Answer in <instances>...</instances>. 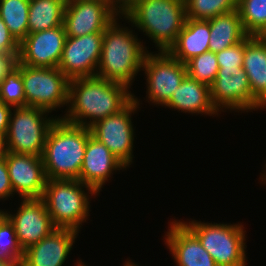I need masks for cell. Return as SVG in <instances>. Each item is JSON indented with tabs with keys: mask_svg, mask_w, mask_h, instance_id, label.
Instances as JSON below:
<instances>
[{
	"mask_svg": "<svg viewBox=\"0 0 266 266\" xmlns=\"http://www.w3.org/2000/svg\"><path fill=\"white\" fill-rule=\"evenodd\" d=\"M210 98L220 114L226 109L236 112L265 109L252 95L249 79L243 68H219L210 86Z\"/></svg>",
	"mask_w": 266,
	"mask_h": 266,
	"instance_id": "8fae6325",
	"label": "cell"
},
{
	"mask_svg": "<svg viewBox=\"0 0 266 266\" xmlns=\"http://www.w3.org/2000/svg\"><path fill=\"white\" fill-rule=\"evenodd\" d=\"M140 99H133L119 112L95 122L89 127L91 136L104 144L126 167L133 163L134 130L132 114L138 111Z\"/></svg>",
	"mask_w": 266,
	"mask_h": 266,
	"instance_id": "9c48e42d",
	"label": "cell"
},
{
	"mask_svg": "<svg viewBox=\"0 0 266 266\" xmlns=\"http://www.w3.org/2000/svg\"><path fill=\"white\" fill-rule=\"evenodd\" d=\"M66 37L64 25L28 33L19 43L17 62L31 67H58Z\"/></svg>",
	"mask_w": 266,
	"mask_h": 266,
	"instance_id": "5bb4252c",
	"label": "cell"
},
{
	"mask_svg": "<svg viewBox=\"0 0 266 266\" xmlns=\"http://www.w3.org/2000/svg\"><path fill=\"white\" fill-rule=\"evenodd\" d=\"M104 32L66 37L59 70L69 79L96 76Z\"/></svg>",
	"mask_w": 266,
	"mask_h": 266,
	"instance_id": "4fadbf2b",
	"label": "cell"
},
{
	"mask_svg": "<svg viewBox=\"0 0 266 266\" xmlns=\"http://www.w3.org/2000/svg\"><path fill=\"white\" fill-rule=\"evenodd\" d=\"M0 100L13 108L26 107L21 71L13 66L0 83Z\"/></svg>",
	"mask_w": 266,
	"mask_h": 266,
	"instance_id": "f1b7e54d",
	"label": "cell"
},
{
	"mask_svg": "<svg viewBox=\"0 0 266 266\" xmlns=\"http://www.w3.org/2000/svg\"><path fill=\"white\" fill-rule=\"evenodd\" d=\"M57 117L47 134L42 155L47 179L79 180L90 129Z\"/></svg>",
	"mask_w": 266,
	"mask_h": 266,
	"instance_id": "3957f363",
	"label": "cell"
},
{
	"mask_svg": "<svg viewBox=\"0 0 266 266\" xmlns=\"http://www.w3.org/2000/svg\"><path fill=\"white\" fill-rule=\"evenodd\" d=\"M21 248L13 223L6 217L0 224V260L22 262Z\"/></svg>",
	"mask_w": 266,
	"mask_h": 266,
	"instance_id": "f546056e",
	"label": "cell"
},
{
	"mask_svg": "<svg viewBox=\"0 0 266 266\" xmlns=\"http://www.w3.org/2000/svg\"><path fill=\"white\" fill-rule=\"evenodd\" d=\"M26 106L44 109L48 112L68 105L69 79L55 68L31 67L19 64Z\"/></svg>",
	"mask_w": 266,
	"mask_h": 266,
	"instance_id": "ba28073f",
	"label": "cell"
},
{
	"mask_svg": "<svg viewBox=\"0 0 266 266\" xmlns=\"http://www.w3.org/2000/svg\"><path fill=\"white\" fill-rule=\"evenodd\" d=\"M153 53L148 52L142 64L147 78L146 97L151 104L165 106L187 76V67L167 51Z\"/></svg>",
	"mask_w": 266,
	"mask_h": 266,
	"instance_id": "30bf717a",
	"label": "cell"
},
{
	"mask_svg": "<svg viewBox=\"0 0 266 266\" xmlns=\"http://www.w3.org/2000/svg\"><path fill=\"white\" fill-rule=\"evenodd\" d=\"M67 0H30L29 33H36L63 25Z\"/></svg>",
	"mask_w": 266,
	"mask_h": 266,
	"instance_id": "cb8c5ba5",
	"label": "cell"
},
{
	"mask_svg": "<svg viewBox=\"0 0 266 266\" xmlns=\"http://www.w3.org/2000/svg\"><path fill=\"white\" fill-rule=\"evenodd\" d=\"M119 16L108 0H67L63 25L67 37L104 32Z\"/></svg>",
	"mask_w": 266,
	"mask_h": 266,
	"instance_id": "7c38bea8",
	"label": "cell"
},
{
	"mask_svg": "<svg viewBox=\"0 0 266 266\" xmlns=\"http://www.w3.org/2000/svg\"><path fill=\"white\" fill-rule=\"evenodd\" d=\"M178 110L184 113L205 114L209 116L219 114L212 105L210 87L192 79L188 75L183 79L177 90L174 91L165 108Z\"/></svg>",
	"mask_w": 266,
	"mask_h": 266,
	"instance_id": "44dd1931",
	"label": "cell"
},
{
	"mask_svg": "<svg viewBox=\"0 0 266 266\" xmlns=\"http://www.w3.org/2000/svg\"><path fill=\"white\" fill-rule=\"evenodd\" d=\"M123 169L127 167L104 144L93 136L88 138L79 181L100 194L101 188L108 182L113 172Z\"/></svg>",
	"mask_w": 266,
	"mask_h": 266,
	"instance_id": "ac0fdd59",
	"label": "cell"
},
{
	"mask_svg": "<svg viewBox=\"0 0 266 266\" xmlns=\"http://www.w3.org/2000/svg\"><path fill=\"white\" fill-rule=\"evenodd\" d=\"M79 231L71 228H56L50 235L24 251L21 266L64 265Z\"/></svg>",
	"mask_w": 266,
	"mask_h": 266,
	"instance_id": "e0dca14e",
	"label": "cell"
},
{
	"mask_svg": "<svg viewBox=\"0 0 266 266\" xmlns=\"http://www.w3.org/2000/svg\"><path fill=\"white\" fill-rule=\"evenodd\" d=\"M117 20L119 19L116 18L104 31L96 76L130 88L142 70V64L149 51L138 39L135 30L125 26L123 28Z\"/></svg>",
	"mask_w": 266,
	"mask_h": 266,
	"instance_id": "7a4b0ae2",
	"label": "cell"
},
{
	"mask_svg": "<svg viewBox=\"0 0 266 266\" xmlns=\"http://www.w3.org/2000/svg\"><path fill=\"white\" fill-rule=\"evenodd\" d=\"M12 110L5 138L6 151L42 157L49 129L58 118L48 117V111L30 106Z\"/></svg>",
	"mask_w": 266,
	"mask_h": 266,
	"instance_id": "52a82bcc",
	"label": "cell"
},
{
	"mask_svg": "<svg viewBox=\"0 0 266 266\" xmlns=\"http://www.w3.org/2000/svg\"><path fill=\"white\" fill-rule=\"evenodd\" d=\"M215 54L219 68H242L244 58V40Z\"/></svg>",
	"mask_w": 266,
	"mask_h": 266,
	"instance_id": "4dcf8cb0",
	"label": "cell"
},
{
	"mask_svg": "<svg viewBox=\"0 0 266 266\" xmlns=\"http://www.w3.org/2000/svg\"><path fill=\"white\" fill-rule=\"evenodd\" d=\"M187 75L209 87L214 82L219 65L216 54L212 51L204 52L186 63Z\"/></svg>",
	"mask_w": 266,
	"mask_h": 266,
	"instance_id": "83f0119b",
	"label": "cell"
},
{
	"mask_svg": "<svg viewBox=\"0 0 266 266\" xmlns=\"http://www.w3.org/2000/svg\"><path fill=\"white\" fill-rule=\"evenodd\" d=\"M210 23L208 20L186 19L175 43L167 51L186 64L192 58L209 51Z\"/></svg>",
	"mask_w": 266,
	"mask_h": 266,
	"instance_id": "7402d4cb",
	"label": "cell"
},
{
	"mask_svg": "<svg viewBox=\"0 0 266 266\" xmlns=\"http://www.w3.org/2000/svg\"><path fill=\"white\" fill-rule=\"evenodd\" d=\"M5 159L14 194L21 199L41 198L47 183L42 157L6 151Z\"/></svg>",
	"mask_w": 266,
	"mask_h": 266,
	"instance_id": "2e32d148",
	"label": "cell"
},
{
	"mask_svg": "<svg viewBox=\"0 0 266 266\" xmlns=\"http://www.w3.org/2000/svg\"><path fill=\"white\" fill-rule=\"evenodd\" d=\"M208 21L210 23L209 51L214 53L232 47L248 36L243 29L237 9Z\"/></svg>",
	"mask_w": 266,
	"mask_h": 266,
	"instance_id": "603a6c76",
	"label": "cell"
},
{
	"mask_svg": "<svg viewBox=\"0 0 266 266\" xmlns=\"http://www.w3.org/2000/svg\"><path fill=\"white\" fill-rule=\"evenodd\" d=\"M181 222L198 238L217 266H246V231L242 224Z\"/></svg>",
	"mask_w": 266,
	"mask_h": 266,
	"instance_id": "8992f818",
	"label": "cell"
},
{
	"mask_svg": "<svg viewBox=\"0 0 266 266\" xmlns=\"http://www.w3.org/2000/svg\"><path fill=\"white\" fill-rule=\"evenodd\" d=\"M265 168H266V164H265ZM263 172H265L264 174H262V176L261 177H259L261 180H262V182L263 183H265L266 184V170L265 171H263Z\"/></svg>",
	"mask_w": 266,
	"mask_h": 266,
	"instance_id": "ab89813d",
	"label": "cell"
},
{
	"mask_svg": "<svg viewBox=\"0 0 266 266\" xmlns=\"http://www.w3.org/2000/svg\"><path fill=\"white\" fill-rule=\"evenodd\" d=\"M7 217V211H4L3 209H0V224L4 221V219Z\"/></svg>",
	"mask_w": 266,
	"mask_h": 266,
	"instance_id": "f35d334b",
	"label": "cell"
},
{
	"mask_svg": "<svg viewBox=\"0 0 266 266\" xmlns=\"http://www.w3.org/2000/svg\"><path fill=\"white\" fill-rule=\"evenodd\" d=\"M166 233L164 242L177 266H217L198 238L180 220L171 221Z\"/></svg>",
	"mask_w": 266,
	"mask_h": 266,
	"instance_id": "d6986e66",
	"label": "cell"
},
{
	"mask_svg": "<svg viewBox=\"0 0 266 266\" xmlns=\"http://www.w3.org/2000/svg\"><path fill=\"white\" fill-rule=\"evenodd\" d=\"M0 266H21V262L0 260Z\"/></svg>",
	"mask_w": 266,
	"mask_h": 266,
	"instance_id": "74e56055",
	"label": "cell"
},
{
	"mask_svg": "<svg viewBox=\"0 0 266 266\" xmlns=\"http://www.w3.org/2000/svg\"><path fill=\"white\" fill-rule=\"evenodd\" d=\"M186 17L209 20L237 9V0H185Z\"/></svg>",
	"mask_w": 266,
	"mask_h": 266,
	"instance_id": "4316f807",
	"label": "cell"
},
{
	"mask_svg": "<svg viewBox=\"0 0 266 266\" xmlns=\"http://www.w3.org/2000/svg\"><path fill=\"white\" fill-rule=\"evenodd\" d=\"M119 18L145 32L158 51H168L186 22L185 0H138Z\"/></svg>",
	"mask_w": 266,
	"mask_h": 266,
	"instance_id": "277c9868",
	"label": "cell"
},
{
	"mask_svg": "<svg viewBox=\"0 0 266 266\" xmlns=\"http://www.w3.org/2000/svg\"><path fill=\"white\" fill-rule=\"evenodd\" d=\"M242 68L252 95L266 108V36L248 35L244 39Z\"/></svg>",
	"mask_w": 266,
	"mask_h": 266,
	"instance_id": "ffe728a7",
	"label": "cell"
},
{
	"mask_svg": "<svg viewBox=\"0 0 266 266\" xmlns=\"http://www.w3.org/2000/svg\"><path fill=\"white\" fill-rule=\"evenodd\" d=\"M12 107L0 100V136L6 138Z\"/></svg>",
	"mask_w": 266,
	"mask_h": 266,
	"instance_id": "836d02e7",
	"label": "cell"
},
{
	"mask_svg": "<svg viewBox=\"0 0 266 266\" xmlns=\"http://www.w3.org/2000/svg\"><path fill=\"white\" fill-rule=\"evenodd\" d=\"M237 10L248 35L266 36V0H237Z\"/></svg>",
	"mask_w": 266,
	"mask_h": 266,
	"instance_id": "484cf974",
	"label": "cell"
},
{
	"mask_svg": "<svg viewBox=\"0 0 266 266\" xmlns=\"http://www.w3.org/2000/svg\"><path fill=\"white\" fill-rule=\"evenodd\" d=\"M0 53L13 56L16 60L19 54V42L10 33L0 17Z\"/></svg>",
	"mask_w": 266,
	"mask_h": 266,
	"instance_id": "1f68e13d",
	"label": "cell"
},
{
	"mask_svg": "<svg viewBox=\"0 0 266 266\" xmlns=\"http://www.w3.org/2000/svg\"><path fill=\"white\" fill-rule=\"evenodd\" d=\"M129 89L124 84L97 76L70 80L68 109L60 118L89 128L123 109L133 99L134 94Z\"/></svg>",
	"mask_w": 266,
	"mask_h": 266,
	"instance_id": "6da1fadb",
	"label": "cell"
},
{
	"mask_svg": "<svg viewBox=\"0 0 266 266\" xmlns=\"http://www.w3.org/2000/svg\"><path fill=\"white\" fill-rule=\"evenodd\" d=\"M14 192L10 183L5 156L0 158V200L3 201L13 197Z\"/></svg>",
	"mask_w": 266,
	"mask_h": 266,
	"instance_id": "d6a6232c",
	"label": "cell"
},
{
	"mask_svg": "<svg viewBox=\"0 0 266 266\" xmlns=\"http://www.w3.org/2000/svg\"><path fill=\"white\" fill-rule=\"evenodd\" d=\"M112 8L120 15L129 10L138 0H108Z\"/></svg>",
	"mask_w": 266,
	"mask_h": 266,
	"instance_id": "d590c367",
	"label": "cell"
},
{
	"mask_svg": "<svg viewBox=\"0 0 266 266\" xmlns=\"http://www.w3.org/2000/svg\"><path fill=\"white\" fill-rule=\"evenodd\" d=\"M6 153V146H5V139L0 136V158L5 156Z\"/></svg>",
	"mask_w": 266,
	"mask_h": 266,
	"instance_id": "8d00e7d4",
	"label": "cell"
},
{
	"mask_svg": "<svg viewBox=\"0 0 266 266\" xmlns=\"http://www.w3.org/2000/svg\"><path fill=\"white\" fill-rule=\"evenodd\" d=\"M75 264H77L76 266H87L82 260H79V262H76Z\"/></svg>",
	"mask_w": 266,
	"mask_h": 266,
	"instance_id": "b9f144b4",
	"label": "cell"
},
{
	"mask_svg": "<svg viewBox=\"0 0 266 266\" xmlns=\"http://www.w3.org/2000/svg\"><path fill=\"white\" fill-rule=\"evenodd\" d=\"M16 59L13 56L5 53H0V83L3 81L4 76L15 66Z\"/></svg>",
	"mask_w": 266,
	"mask_h": 266,
	"instance_id": "e575fe53",
	"label": "cell"
},
{
	"mask_svg": "<svg viewBox=\"0 0 266 266\" xmlns=\"http://www.w3.org/2000/svg\"><path fill=\"white\" fill-rule=\"evenodd\" d=\"M92 195L96 197L98 193L79 180L47 179L41 199L57 228L80 231L90 216L89 196Z\"/></svg>",
	"mask_w": 266,
	"mask_h": 266,
	"instance_id": "5b68a950",
	"label": "cell"
},
{
	"mask_svg": "<svg viewBox=\"0 0 266 266\" xmlns=\"http://www.w3.org/2000/svg\"><path fill=\"white\" fill-rule=\"evenodd\" d=\"M123 266H138L136 263L129 261H125V264Z\"/></svg>",
	"mask_w": 266,
	"mask_h": 266,
	"instance_id": "60d3db41",
	"label": "cell"
},
{
	"mask_svg": "<svg viewBox=\"0 0 266 266\" xmlns=\"http://www.w3.org/2000/svg\"><path fill=\"white\" fill-rule=\"evenodd\" d=\"M7 217L14 225L23 251L50 235L57 228L41 198L22 199L16 214L12 215L8 211Z\"/></svg>",
	"mask_w": 266,
	"mask_h": 266,
	"instance_id": "9a60e30c",
	"label": "cell"
},
{
	"mask_svg": "<svg viewBox=\"0 0 266 266\" xmlns=\"http://www.w3.org/2000/svg\"><path fill=\"white\" fill-rule=\"evenodd\" d=\"M29 3L30 0H0V17L19 43L29 33Z\"/></svg>",
	"mask_w": 266,
	"mask_h": 266,
	"instance_id": "d4e9b609",
	"label": "cell"
}]
</instances>
